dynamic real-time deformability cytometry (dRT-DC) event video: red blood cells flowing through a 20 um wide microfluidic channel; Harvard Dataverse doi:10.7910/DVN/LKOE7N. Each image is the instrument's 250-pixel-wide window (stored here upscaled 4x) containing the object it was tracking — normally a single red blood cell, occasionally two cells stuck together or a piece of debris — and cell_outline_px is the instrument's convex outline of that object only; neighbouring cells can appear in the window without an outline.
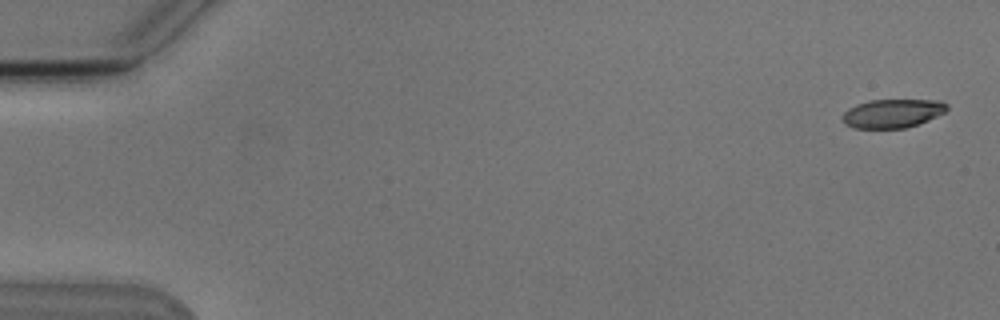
{"species": "Egyptian fruit bat (a non-hibernating species)", "species_latin": "Rousettus aegyptiacus", "temperature_condition": "cold", "stored_images_in_passage": 5, "camera_frame_rate_fps": 3000, "um_per_image_px": 0.085, "animal": {"sex": "male"}, "frame": {"image": 1, "passage_image": 1, "time_ms": 0.0, "image_size_px": [1000, 320], "cell_outline_px": [[948, 108], [944, 112], [928, 120], [904, 128], [856, 128], [844, 124], [840, 116], [848, 108], [856, 104], [868, 100], [940, 100], [948, 104]], "centroid_in_image_um": [75.82, 9.63], "position_along_channel_um": 9.2, "area_um2": 17.51}}
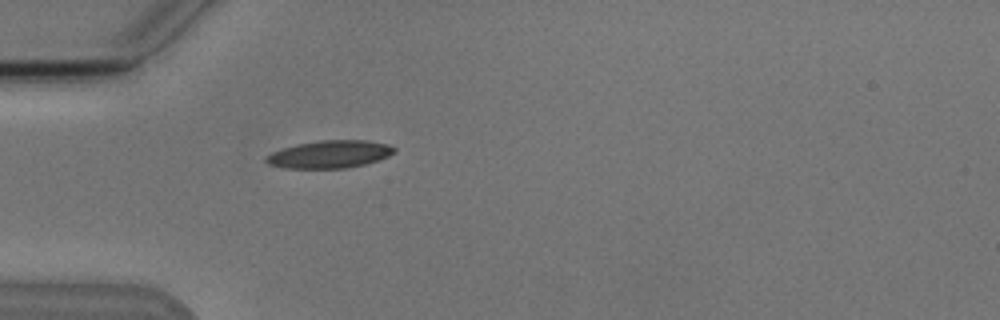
{"frame": {"image": 2, "passage_image": 5, "time_ms": 5.0, "image_size_px": [1000, 320], "cell_outline_px": [[396, 152], [380, 160], [364, 164], [344, 168], [284, 168], [268, 164], [264, 160], [264, 156], [272, 152], [296, 144], [320, 140], [364, 140], [388, 144], [396, 148]], "centroid_in_image_um": [28.02, 13.11], "position_along_channel_um": 57.0, "area_um2": 20.69}}